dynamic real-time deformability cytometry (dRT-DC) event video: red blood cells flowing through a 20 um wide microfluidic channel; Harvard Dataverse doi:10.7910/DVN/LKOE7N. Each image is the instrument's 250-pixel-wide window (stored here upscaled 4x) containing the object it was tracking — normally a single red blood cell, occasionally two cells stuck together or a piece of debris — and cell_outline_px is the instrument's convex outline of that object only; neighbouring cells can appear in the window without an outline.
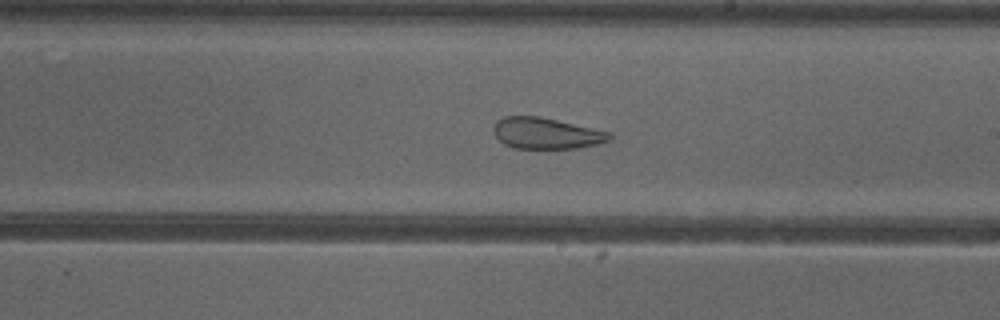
{"species": "common noctule bat (a hibernating species)", "species_latin": "Nyctalus noctula", "temperature_condition": "cold", "stored_images_in_passage": 53, "camera_frame_rate_fps": 3000, "um_per_image_px": 0.085, "animal": {"sex": "female"}, "frame": {"image": 1, "passage_image": 31, "time_ms": 10.0, "image_size_px": [1000, 320], "cell_outline_px": [[612, 136], [608, 140], [596, 144], [576, 148], [516, 148], [504, 144], [496, 136], [492, 128], [496, 120], [504, 116], [540, 116], [612, 132]], "centroid_in_image_um": [46.41, 11.31], "position_along_channel_um": 242.6, "area_um2": 21.04}, "authors_computed_cell_mechanics": {"area_um2": 29.6514, "velocity_mm_per_s": 3.8666, "shape_relaxation_time_tau1_ms": null, "shape_relaxation_time_tau2_ms": 1.7415, "deformation_change_tau1": null, "deformation_change_tau2": 0.0981}}